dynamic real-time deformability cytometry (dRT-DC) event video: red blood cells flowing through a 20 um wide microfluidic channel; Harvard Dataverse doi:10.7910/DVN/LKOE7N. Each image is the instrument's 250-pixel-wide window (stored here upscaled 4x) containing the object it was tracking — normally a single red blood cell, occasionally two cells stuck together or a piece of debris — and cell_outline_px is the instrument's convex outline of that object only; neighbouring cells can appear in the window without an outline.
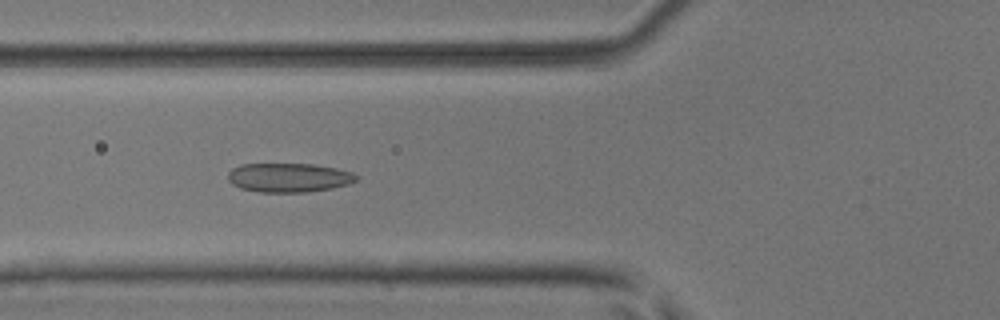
{"species": "common noctule bat (a hibernating species)", "species_latin": "Nyctalus noctula", "temperature_condition": "room temperature", "stored_images_in_passage": 52, "camera_frame_rate_fps": 3000, "um_per_image_px": 0.085, "animal": {"sex": "male", "body_mass_g": 17.9, "forearm_length_mm": 54.2}, "frame": {"image": 1, "passage_image": 20, "time_ms": 6.333, "image_size_px": [1000, 320], "cell_outline_px": [[360, 176], [356, 180], [348, 184], [332, 188], [304, 192], [260, 192], [240, 188], [232, 184], [228, 180], [228, 172], [232, 168], [240, 164], [312, 164], [336, 168], [352, 172]], "centroid_in_image_um": [24.54, 15.09], "position_along_channel_um": 101.3, "area_um2": 21.79}}
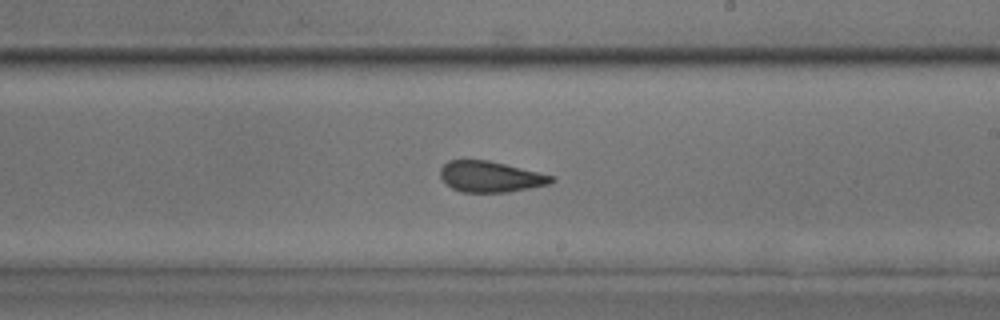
{"frame": {"image": 2, "passage_image": 31, "time_ms": 10.0, "image_size_px": [1000, 320], "cell_outline_px": [[556, 180], [548, 184], [508, 192], [460, 192], [452, 188], [440, 176], [440, 168], [448, 160], [488, 160], [552, 176]], "centroid_in_image_um": [41.64, 15.02], "position_along_channel_um": 247.4, "area_um2": 19.65}}
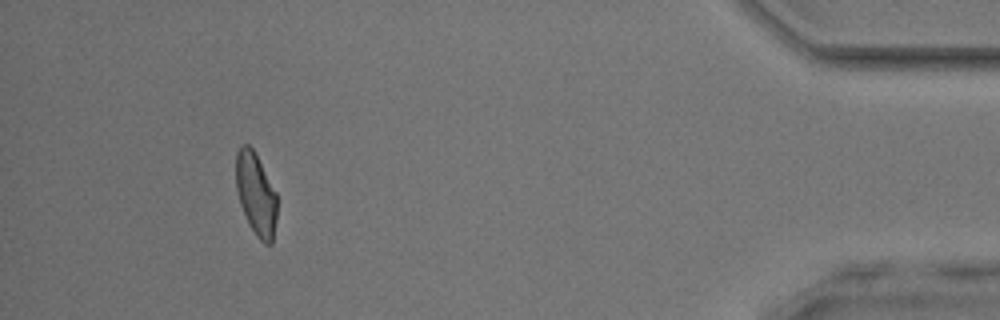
{"frame": {"image": 3, "passage_image": 48, "time_ms": 15.667, "image_size_px": [1000, 320], "cell_outline_px": [[276, 220], [272, 244], [264, 244], [256, 236], [240, 204], [236, 188], [236, 152], [240, 144], [248, 144], [252, 148], [276, 192]], "centroid_in_image_um": [21.74, 16.49], "position_along_channel_um": 413.5, "area_um2": 19.48}, "authors_computed_cell_mechanics": {"area_um2": 21.1259, "velocity_mm_per_s": 3.9955, "shape_relaxation_time_tau1_ms": 6.9983, "shape_relaxation_time_tau2_ms": 1.5465, "deformation_change_tau1": 0.1506, "deformation_change_tau2": 0.1017}}